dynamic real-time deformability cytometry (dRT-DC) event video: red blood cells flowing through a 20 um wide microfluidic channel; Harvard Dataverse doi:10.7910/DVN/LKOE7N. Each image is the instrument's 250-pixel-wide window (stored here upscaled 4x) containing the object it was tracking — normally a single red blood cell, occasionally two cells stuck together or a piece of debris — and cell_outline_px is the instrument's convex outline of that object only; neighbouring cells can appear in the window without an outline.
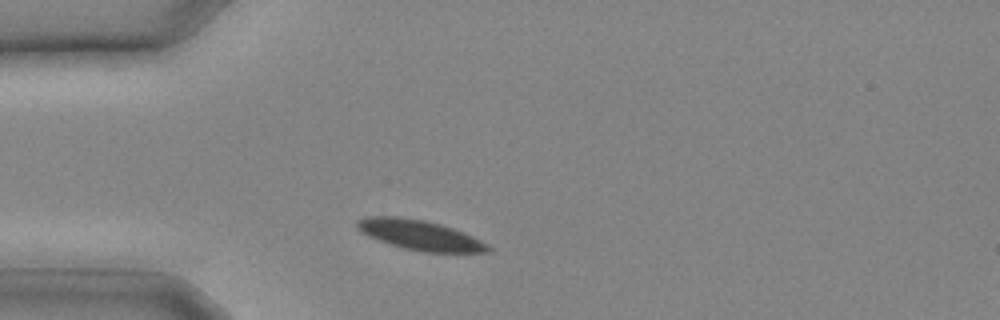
{"species": "common noctule bat (a hibernating species)", "species_latin": "Nyctalus noctula", "temperature_condition": "cold", "stored_images_in_passage": 7, "camera_frame_rate_fps": 3000, "um_per_image_px": 0.085, "animal": {"sex": "male", "body_mass_g": 20.4}, "frame": {"image": 1, "passage_image": 1, "time_ms": 0.0, "image_size_px": [1000, 320], "cell_outline_px": [[492, 248], [488, 252], [424, 252], [404, 248], [368, 236], [360, 232], [356, 228], [356, 220], [364, 216], [396, 216], [424, 220], [440, 224], [464, 232], [488, 244]], "centroid_in_image_um": [35.66, 19.96], "position_along_channel_um": 49.3, "area_um2": 22.77}}
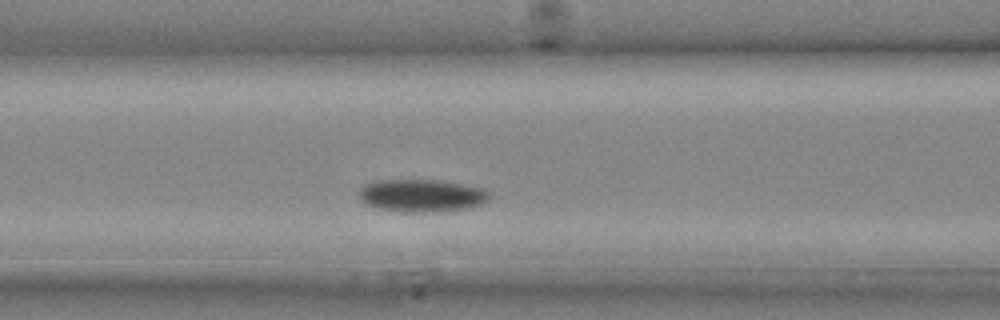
{"frame": {"image": 2, "passage_image": 5, "time_ms": 1.333, "image_size_px": [1000, 320], "cell_outline_px": [[488, 200], [484, 204], [472, 208], [424, 212], [412, 212], [376, 208], [364, 204], [360, 196], [360, 188], [364, 184], [376, 180], [436, 180], [484, 188], [488, 192]], "centroid_in_image_um": [35.84, 16.62], "position_along_channel_um": 130.8, "area_um2": 24.68}}
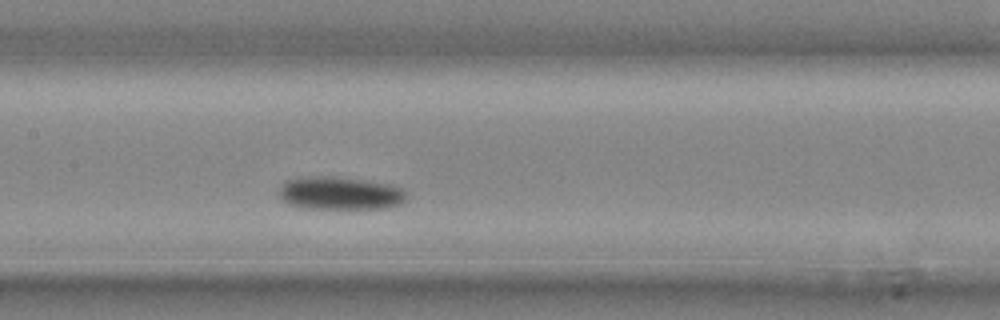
{"frame": {"image": 3, "passage_image": 7, "time_ms": 2.0, "image_size_px": [1000, 320], "cell_outline_px": [[408, 196], [400, 204], [388, 208], [304, 208], [288, 204], [280, 196], [280, 188], [284, 180], [312, 176], [332, 176], [364, 180], [388, 184], [400, 188]], "centroid_in_image_um": [28.89, 16.42], "position_along_channel_um": 178.5, "area_um2": 24.33}}